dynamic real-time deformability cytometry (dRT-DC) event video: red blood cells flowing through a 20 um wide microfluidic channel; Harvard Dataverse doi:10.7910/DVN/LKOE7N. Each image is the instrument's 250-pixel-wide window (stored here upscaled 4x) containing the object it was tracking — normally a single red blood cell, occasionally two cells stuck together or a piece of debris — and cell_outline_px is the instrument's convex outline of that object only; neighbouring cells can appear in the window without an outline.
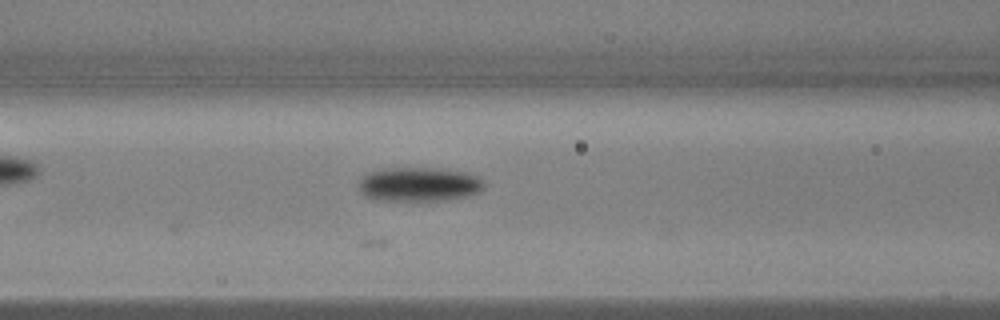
{"species": "common noctule bat (a hibernating species)", "species_latin": "Nyctalus noctula", "temperature_condition": "warm", "stored_images_in_passage": 6, "camera_frame_rate_fps": 3000, "um_per_image_px": 0.085, "animal": {"sex": "male", "body_mass_g": 17.9, "forearm_length_mm": 54.2}, "frame": {"image": 1, "passage_image": 6, "time_ms": 1.667, "image_size_px": [1000, 320], "cell_outline_px": [[484, 188], [468, 196], [448, 200], [376, 200], [364, 196], [360, 192], [360, 180], [368, 172], [384, 168], [428, 168], [464, 172], [476, 176], [484, 180]], "centroid_in_image_um": [35.6, 15.67], "position_along_channel_um": 131.0, "area_um2": 24.8}}